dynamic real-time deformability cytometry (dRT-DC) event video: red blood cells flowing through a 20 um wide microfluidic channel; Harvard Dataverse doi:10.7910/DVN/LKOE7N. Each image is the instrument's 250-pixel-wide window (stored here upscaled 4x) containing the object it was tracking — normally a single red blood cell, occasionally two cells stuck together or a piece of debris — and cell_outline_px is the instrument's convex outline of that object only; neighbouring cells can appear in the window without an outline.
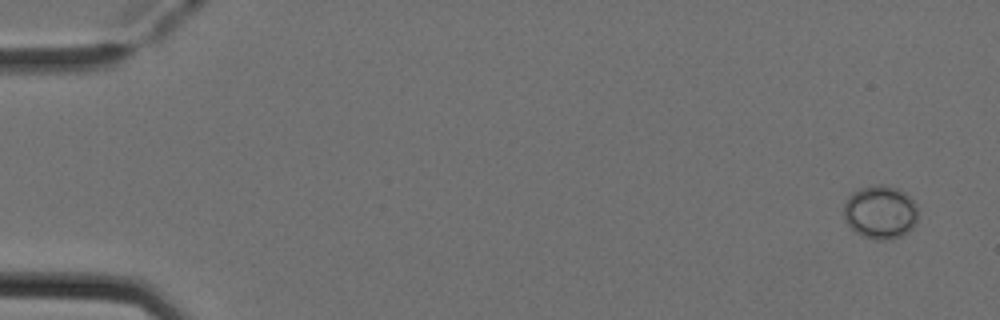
{"species": "Egyptian fruit bat (a non-hibernating species)", "species_latin": "Rousettus aegyptiacus", "temperature_condition": "cold", "stored_images_in_passage": 6, "camera_frame_rate_fps": 3000, "um_per_image_px": 0.085, "animal": {"sex": "female"}, "frame": {"image": 1, "passage_image": 1, "time_ms": 0.0, "image_size_px": [1000, 320], "cell_outline_px": [[916, 224], [912, 228], [900, 236], [888, 240], [872, 240], [860, 236], [844, 220], [844, 204], [848, 196], [852, 192], [860, 188], [880, 184], [896, 188], [904, 192], [912, 200], [916, 208]], "centroid_in_image_um": [74.79, 18.05], "position_along_channel_um": 10.2, "area_um2": 23.06}}
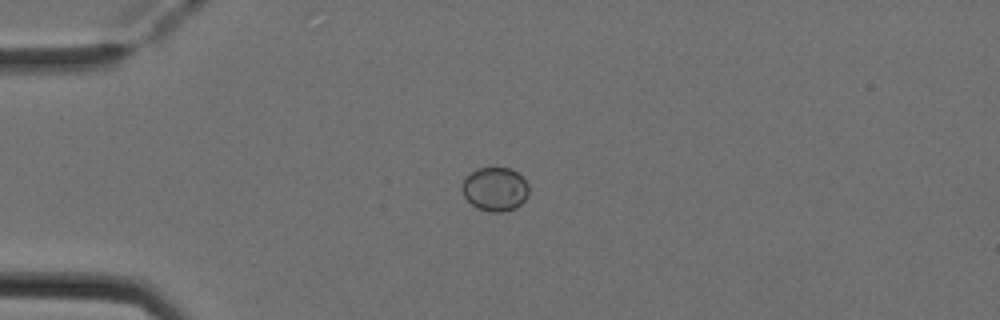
{"frame": {"image": 2, "passage_image": 4, "time_ms": 1.0, "image_size_px": [1000, 320], "cell_outline_px": [[528, 196], [516, 208], [504, 212], [492, 212], [480, 208], [472, 204], [464, 196], [464, 180], [476, 168], [512, 168], [528, 184]], "centroid_in_image_um": [42.12, 16.08], "position_along_channel_um": 42.9, "area_um2": 16.65}}
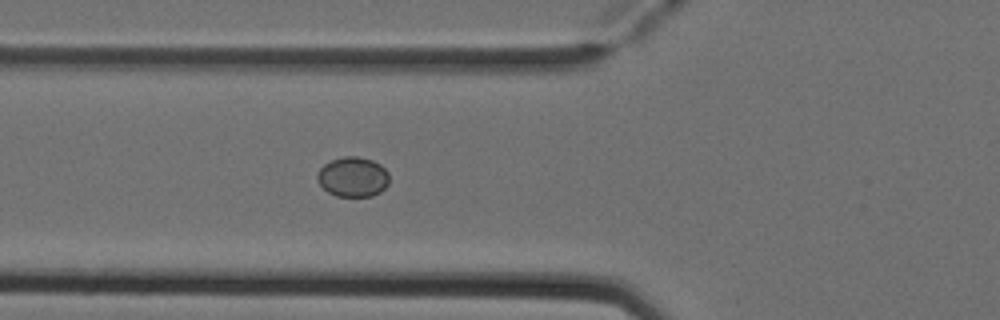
{"frame": {"image": 3, "passage_image": 6, "time_ms": 1.667, "image_size_px": [1000, 320], "cell_outline_px": [[388, 184], [380, 192], [372, 196], [336, 196], [328, 192], [316, 180], [316, 176], [320, 168], [324, 164], [332, 160], [344, 156], [356, 156], [372, 160], [380, 164], [388, 172]], "centroid_in_image_um": [29.99, 15.03], "position_along_channel_um": 95.8, "area_um2": 16.7}}